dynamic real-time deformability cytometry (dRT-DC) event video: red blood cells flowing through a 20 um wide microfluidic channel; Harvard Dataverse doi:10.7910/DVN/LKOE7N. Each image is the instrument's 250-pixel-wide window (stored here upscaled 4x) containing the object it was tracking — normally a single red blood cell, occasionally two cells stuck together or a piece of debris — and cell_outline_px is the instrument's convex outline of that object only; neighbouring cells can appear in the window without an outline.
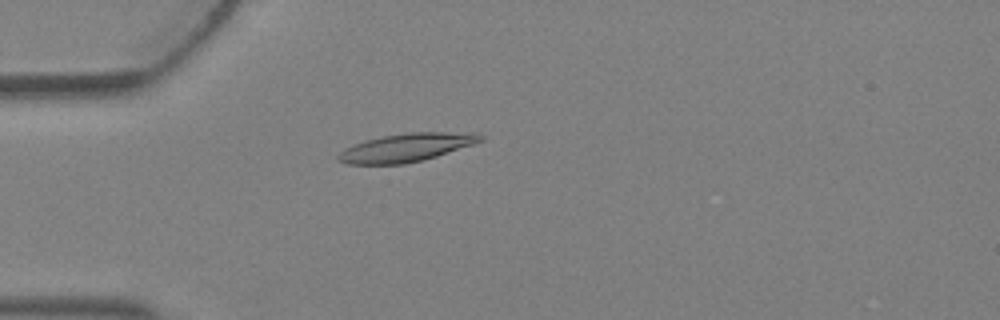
{"species": "Egyptian fruit bat (a non-hibernating species)", "species_latin": "Rousettus aegyptiacus", "temperature_condition": "warm", "stored_images_in_passage": 1, "camera_frame_rate_fps": 3000, "um_per_image_px": 0.085, "animal": {"sex": "female"}, "frame": {"image": 1, "passage_image": 1, "time_ms": 0.0, "image_size_px": [1000, 320], "cell_outline_px": [[484, 140], [424, 160], [404, 164], [348, 164], [340, 160], [336, 156], [344, 148], [364, 140], [384, 136], [408, 132], [476, 132], [484, 136]], "centroid_in_image_um": [34.55, 12.53], "position_along_channel_um": 50.4, "area_um2": 23.35}}